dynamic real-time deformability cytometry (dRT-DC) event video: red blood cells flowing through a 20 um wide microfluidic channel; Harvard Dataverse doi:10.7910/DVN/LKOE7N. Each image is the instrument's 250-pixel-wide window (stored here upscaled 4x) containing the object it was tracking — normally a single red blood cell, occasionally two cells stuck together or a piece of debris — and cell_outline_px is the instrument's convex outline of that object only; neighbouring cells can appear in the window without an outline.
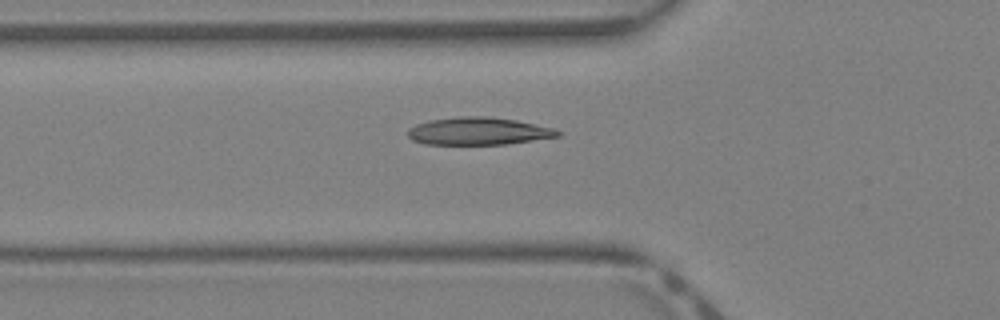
{"species": "Egyptian fruit bat (a non-hibernating species)", "species_latin": "Rousettus aegyptiacus", "temperature_condition": "warm", "stored_images_in_passage": 25, "camera_frame_rate_fps": 3000, "um_per_image_px": 0.085, "animal": {"sex": "female"}, "frame": {"image": 1, "passage_image": 2, "time_ms": 0.333, "image_size_px": [1000, 320], "cell_outline_px": [[560, 136], [504, 144], [424, 144], [412, 140], [408, 136], [408, 128], [416, 124], [428, 120], [456, 116], [488, 116], [516, 120], [552, 128], [560, 132]], "centroid_in_image_um": [40.6, 11.14], "position_along_channel_um": 85.2, "area_um2": 23.99}}
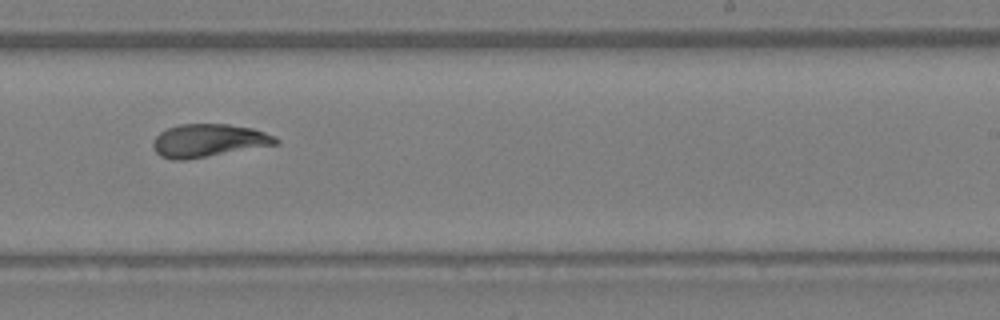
{"frame": {"image": 2, "passage_image": 13, "time_ms": 4.0, "image_size_px": [1000, 320], "cell_outline_px": [[280, 144], [184, 160], [172, 160], [160, 156], [152, 148], [152, 144], [156, 136], [160, 132], [168, 128], [180, 124], [228, 124], [252, 128], [276, 136], [280, 140]], "centroid_in_image_um": [17.74, 11.95], "position_along_channel_um": 271.3, "area_um2": 23.7}}
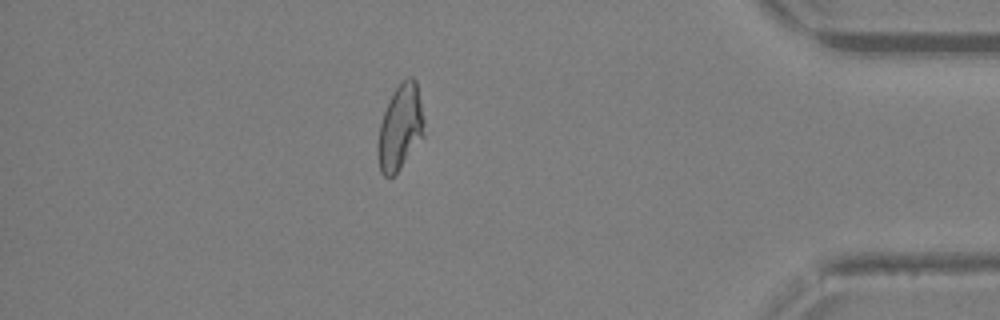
{"frame": {"image": 3, "passage_image": 23, "time_ms": 7.333, "image_size_px": [1000, 320], "cell_outline_px": [[424, 136], [400, 168], [392, 176], [384, 176], [380, 172], [376, 156], [376, 148], [380, 124], [384, 112], [392, 92], [408, 76], [412, 76], [416, 80], [424, 120]], "centroid_in_image_um": [34.0, 10.85], "position_along_channel_um": 401.2, "area_um2": 23.06}}